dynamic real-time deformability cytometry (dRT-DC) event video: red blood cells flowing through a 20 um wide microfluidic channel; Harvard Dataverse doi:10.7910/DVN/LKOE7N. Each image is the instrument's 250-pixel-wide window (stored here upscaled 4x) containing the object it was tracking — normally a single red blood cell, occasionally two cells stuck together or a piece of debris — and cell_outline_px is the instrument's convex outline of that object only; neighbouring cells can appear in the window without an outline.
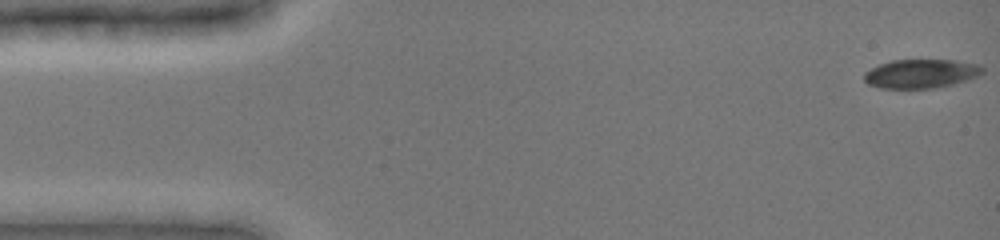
{"species": "common noctule bat (a hibernating species)", "species_latin": "Nyctalus noctula", "temperature_condition": "cold", "stored_images_in_passage": 48, "camera_frame_rate_fps": 3000, "um_per_image_px": 0.085, "animal": {"sex": "female", "body_mass_g": 19.0, "forearm_length_mm": 51.5}, "frame": {"image": 1, "passage_image": 1, "time_ms": 0.0, "image_size_px": [1000, 240], "cell_outline_px": [[984, 72], [968, 80], [936, 88], [880, 88], [868, 84], [864, 80], [864, 72], [880, 64], [892, 60], [956, 60], [980, 64], [984, 68]], "centroid_in_image_um": [78.3, 6.26], "position_along_channel_um": 6.7, "area_um2": 20.0}}
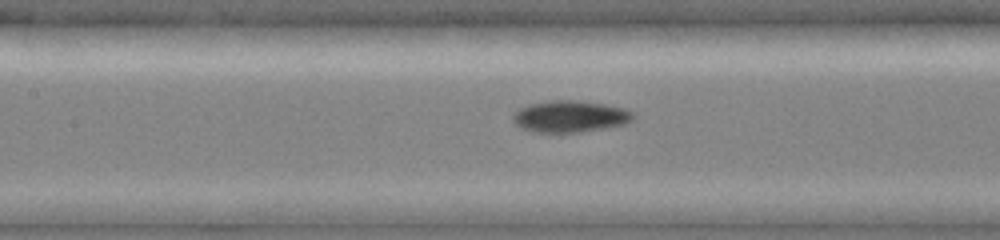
{"frame": {"image": 2, "passage_image": 22, "time_ms": 7.0, "image_size_px": [1000, 240], "cell_outline_px": [[636, 116], [632, 120], [624, 124], [604, 128], [580, 132], [536, 132], [520, 128], [512, 120], [512, 116], [520, 108], [528, 104], [552, 100], [572, 100], [604, 104], [624, 108], [632, 112]], "centroid_in_image_um": [48.44, 9.9], "position_along_channel_um": 159.0, "area_um2": 22.08}}
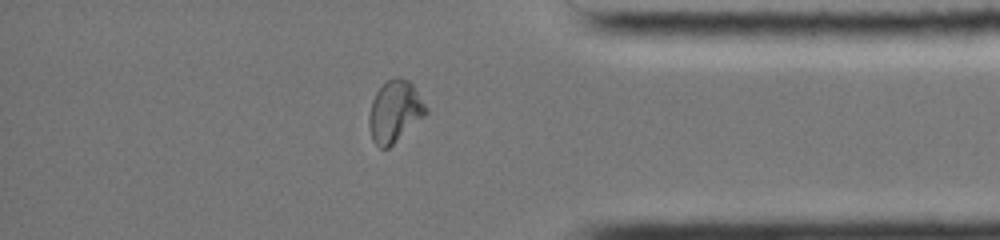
{"frame": {"image": 3, "passage_image": 41, "time_ms": 13.333, "image_size_px": [1000, 240], "cell_outline_px": [[428, 112], [424, 116], [388, 148], [380, 148], [372, 140], [368, 124], [368, 116], [372, 100], [376, 92], [388, 80], [396, 76], [400, 76], [408, 80], [412, 84], [428, 108]], "centroid_in_image_um": [33.54, 9.46], "position_along_channel_um": 401.7, "area_um2": 20.29}, "authors_computed_cell_mechanics": {"area_um2": 21.1837, "velocity_mm_per_s": 3.9581, "shape_relaxation_time_tau1_ms": 10.6093, "shape_relaxation_time_tau2_ms": 2.7341, "deformation_change_tau1": 0.2542, "deformation_change_tau2": 0.0562}}